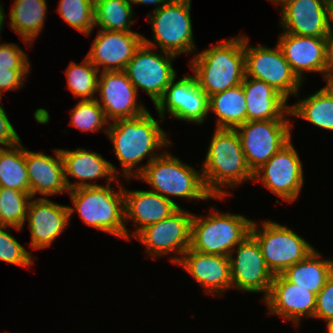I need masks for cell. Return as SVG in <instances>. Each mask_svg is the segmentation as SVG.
I'll list each match as a JSON object with an SVG mask.
<instances>
[{
    "mask_svg": "<svg viewBox=\"0 0 333 333\" xmlns=\"http://www.w3.org/2000/svg\"><path fill=\"white\" fill-rule=\"evenodd\" d=\"M328 38L307 37L281 32L277 45L302 82L304 72L325 74Z\"/></svg>",
    "mask_w": 333,
    "mask_h": 333,
    "instance_id": "cell-21",
    "label": "cell"
},
{
    "mask_svg": "<svg viewBox=\"0 0 333 333\" xmlns=\"http://www.w3.org/2000/svg\"><path fill=\"white\" fill-rule=\"evenodd\" d=\"M118 184L119 191L112 189L111 184L69 190L74 205L68 206L69 218L77 212L86 225L125 240L130 239L125 224L123 185L119 179Z\"/></svg>",
    "mask_w": 333,
    "mask_h": 333,
    "instance_id": "cell-4",
    "label": "cell"
},
{
    "mask_svg": "<svg viewBox=\"0 0 333 333\" xmlns=\"http://www.w3.org/2000/svg\"><path fill=\"white\" fill-rule=\"evenodd\" d=\"M54 156L33 152L25 148V164L30 183V195L37 197L68 193L64 178V164L60 149L54 148Z\"/></svg>",
    "mask_w": 333,
    "mask_h": 333,
    "instance_id": "cell-24",
    "label": "cell"
},
{
    "mask_svg": "<svg viewBox=\"0 0 333 333\" xmlns=\"http://www.w3.org/2000/svg\"><path fill=\"white\" fill-rule=\"evenodd\" d=\"M281 8L282 31L307 37L328 38L327 2L288 0Z\"/></svg>",
    "mask_w": 333,
    "mask_h": 333,
    "instance_id": "cell-23",
    "label": "cell"
},
{
    "mask_svg": "<svg viewBox=\"0 0 333 333\" xmlns=\"http://www.w3.org/2000/svg\"><path fill=\"white\" fill-rule=\"evenodd\" d=\"M229 259L232 287L244 292L264 293V299L274 275L266 265L257 240L249 234L232 250Z\"/></svg>",
    "mask_w": 333,
    "mask_h": 333,
    "instance_id": "cell-14",
    "label": "cell"
},
{
    "mask_svg": "<svg viewBox=\"0 0 333 333\" xmlns=\"http://www.w3.org/2000/svg\"><path fill=\"white\" fill-rule=\"evenodd\" d=\"M323 76L326 86L321 88V90L333 99V74H324Z\"/></svg>",
    "mask_w": 333,
    "mask_h": 333,
    "instance_id": "cell-43",
    "label": "cell"
},
{
    "mask_svg": "<svg viewBox=\"0 0 333 333\" xmlns=\"http://www.w3.org/2000/svg\"><path fill=\"white\" fill-rule=\"evenodd\" d=\"M95 0H60L57 13L71 27L84 35H90L94 24Z\"/></svg>",
    "mask_w": 333,
    "mask_h": 333,
    "instance_id": "cell-35",
    "label": "cell"
},
{
    "mask_svg": "<svg viewBox=\"0 0 333 333\" xmlns=\"http://www.w3.org/2000/svg\"><path fill=\"white\" fill-rule=\"evenodd\" d=\"M325 74H333V37H328Z\"/></svg>",
    "mask_w": 333,
    "mask_h": 333,
    "instance_id": "cell-42",
    "label": "cell"
},
{
    "mask_svg": "<svg viewBox=\"0 0 333 333\" xmlns=\"http://www.w3.org/2000/svg\"><path fill=\"white\" fill-rule=\"evenodd\" d=\"M108 124L104 111L96 99L80 100L71 110L70 125L81 131L96 132L102 129L107 134Z\"/></svg>",
    "mask_w": 333,
    "mask_h": 333,
    "instance_id": "cell-36",
    "label": "cell"
},
{
    "mask_svg": "<svg viewBox=\"0 0 333 333\" xmlns=\"http://www.w3.org/2000/svg\"><path fill=\"white\" fill-rule=\"evenodd\" d=\"M332 273L333 259H321L315 249L302 261L288 267L282 275L291 283L317 295Z\"/></svg>",
    "mask_w": 333,
    "mask_h": 333,
    "instance_id": "cell-27",
    "label": "cell"
},
{
    "mask_svg": "<svg viewBox=\"0 0 333 333\" xmlns=\"http://www.w3.org/2000/svg\"><path fill=\"white\" fill-rule=\"evenodd\" d=\"M208 98V111L217 116L216 128L235 129L247 121V103L242 84Z\"/></svg>",
    "mask_w": 333,
    "mask_h": 333,
    "instance_id": "cell-29",
    "label": "cell"
},
{
    "mask_svg": "<svg viewBox=\"0 0 333 333\" xmlns=\"http://www.w3.org/2000/svg\"><path fill=\"white\" fill-rule=\"evenodd\" d=\"M68 89L81 100L96 99L100 71L84 57L81 64L71 62L66 70Z\"/></svg>",
    "mask_w": 333,
    "mask_h": 333,
    "instance_id": "cell-33",
    "label": "cell"
},
{
    "mask_svg": "<svg viewBox=\"0 0 333 333\" xmlns=\"http://www.w3.org/2000/svg\"><path fill=\"white\" fill-rule=\"evenodd\" d=\"M253 181L262 183L286 202L296 201L304 175L302 162L291 140L253 173Z\"/></svg>",
    "mask_w": 333,
    "mask_h": 333,
    "instance_id": "cell-13",
    "label": "cell"
},
{
    "mask_svg": "<svg viewBox=\"0 0 333 333\" xmlns=\"http://www.w3.org/2000/svg\"><path fill=\"white\" fill-rule=\"evenodd\" d=\"M7 116L5 109L0 104V145H3L2 147H9L21 141Z\"/></svg>",
    "mask_w": 333,
    "mask_h": 333,
    "instance_id": "cell-41",
    "label": "cell"
},
{
    "mask_svg": "<svg viewBox=\"0 0 333 333\" xmlns=\"http://www.w3.org/2000/svg\"><path fill=\"white\" fill-rule=\"evenodd\" d=\"M31 199L32 196L27 192L0 187V225L21 231Z\"/></svg>",
    "mask_w": 333,
    "mask_h": 333,
    "instance_id": "cell-34",
    "label": "cell"
},
{
    "mask_svg": "<svg viewBox=\"0 0 333 333\" xmlns=\"http://www.w3.org/2000/svg\"><path fill=\"white\" fill-rule=\"evenodd\" d=\"M314 318L325 321L333 319V273L316 295Z\"/></svg>",
    "mask_w": 333,
    "mask_h": 333,
    "instance_id": "cell-39",
    "label": "cell"
},
{
    "mask_svg": "<svg viewBox=\"0 0 333 333\" xmlns=\"http://www.w3.org/2000/svg\"><path fill=\"white\" fill-rule=\"evenodd\" d=\"M96 100L109 123L133 118L146 113L147 108L137 103V91L124 70L100 72ZM112 120V121H111Z\"/></svg>",
    "mask_w": 333,
    "mask_h": 333,
    "instance_id": "cell-16",
    "label": "cell"
},
{
    "mask_svg": "<svg viewBox=\"0 0 333 333\" xmlns=\"http://www.w3.org/2000/svg\"><path fill=\"white\" fill-rule=\"evenodd\" d=\"M0 187L30 194L22 141L9 147H0Z\"/></svg>",
    "mask_w": 333,
    "mask_h": 333,
    "instance_id": "cell-30",
    "label": "cell"
},
{
    "mask_svg": "<svg viewBox=\"0 0 333 333\" xmlns=\"http://www.w3.org/2000/svg\"><path fill=\"white\" fill-rule=\"evenodd\" d=\"M64 164V178L68 190H74L82 187L102 186L97 183H90L87 180L97 181L98 178H105L107 185L118 181L120 171L102 155L96 152H90L84 148L75 150L60 149ZM68 176L77 179L72 183Z\"/></svg>",
    "mask_w": 333,
    "mask_h": 333,
    "instance_id": "cell-20",
    "label": "cell"
},
{
    "mask_svg": "<svg viewBox=\"0 0 333 333\" xmlns=\"http://www.w3.org/2000/svg\"><path fill=\"white\" fill-rule=\"evenodd\" d=\"M46 11V0H14L9 14L11 29L31 46L44 28Z\"/></svg>",
    "mask_w": 333,
    "mask_h": 333,
    "instance_id": "cell-28",
    "label": "cell"
},
{
    "mask_svg": "<svg viewBox=\"0 0 333 333\" xmlns=\"http://www.w3.org/2000/svg\"><path fill=\"white\" fill-rule=\"evenodd\" d=\"M290 116L306 120L316 127L333 131V99L321 89L290 105Z\"/></svg>",
    "mask_w": 333,
    "mask_h": 333,
    "instance_id": "cell-31",
    "label": "cell"
},
{
    "mask_svg": "<svg viewBox=\"0 0 333 333\" xmlns=\"http://www.w3.org/2000/svg\"><path fill=\"white\" fill-rule=\"evenodd\" d=\"M160 153L136 177L152 187L150 191L174 203L171 196L204 201L214 198L206 189L202 171L183 163L170 152Z\"/></svg>",
    "mask_w": 333,
    "mask_h": 333,
    "instance_id": "cell-5",
    "label": "cell"
},
{
    "mask_svg": "<svg viewBox=\"0 0 333 333\" xmlns=\"http://www.w3.org/2000/svg\"><path fill=\"white\" fill-rule=\"evenodd\" d=\"M31 70H9L8 68H0V94L3 91H14L24 86L25 78Z\"/></svg>",
    "mask_w": 333,
    "mask_h": 333,
    "instance_id": "cell-40",
    "label": "cell"
},
{
    "mask_svg": "<svg viewBox=\"0 0 333 333\" xmlns=\"http://www.w3.org/2000/svg\"><path fill=\"white\" fill-rule=\"evenodd\" d=\"M211 215L193 214L190 248L196 252L229 256L251 231L253 220L240 214L220 213L211 206Z\"/></svg>",
    "mask_w": 333,
    "mask_h": 333,
    "instance_id": "cell-6",
    "label": "cell"
},
{
    "mask_svg": "<svg viewBox=\"0 0 333 333\" xmlns=\"http://www.w3.org/2000/svg\"><path fill=\"white\" fill-rule=\"evenodd\" d=\"M268 308V315H277L299 328L301 318H314L316 294L298 287L282 274L273 277L268 295L262 300Z\"/></svg>",
    "mask_w": 333,
    "mask_h": 333,
    "instance_id": "cell-17",
    "label": "cell"
},
{
    "mask_svg": "<svg viewBox=\"0 0 333 333\" xmlns=\"http://www.w3.org/2000/svg\"><path fill=\"white\" fill-rule=\"evenodd\" d=\"M258 225L256 221L252 222L250 234L257 240L266 265L274 276L282 274L316 249L280 223L266 220L261 229Z\"/></svg>",
    "mask_w": 333,
    "mask_h": 333,
    "instance_id": "cell-8",
    "label": "cell"
},
{
    "mask_svg": "<svg viewBox=\"0 0 333 333\" xmlns=\"http://www.w3.org/2000/svg\"><path fill=\"white\" fill-rule=\"evenodd\" d=\"M3 4H0V35L2 33V30H3V26H4V20H5V12H4V9H3Z\"/></svg>",
    "mask_w": 333,
    "mask_h": 333,
    "instance_id": "cell-46",
    "label": "cell"
},
{
    "mask_svg": "<svg viewBox=\"0 0 333 333\" xmlns=\"http://www.w3.org/2000/svg\"><path fill=\"white\" fill-rule=\"evenodd\" d=\"M142 43L143 35L136 31L120 32L100 29L87 57L100 72L122 71Z\"/></svg>",
    "mask_w": 333,
    "mask_h": 333,
    "instance_id": "cell-18",
    "label": "cell"
},
{
    "mask_svg": "<svg viewBox=\"0 0 333 333\" xmlns=\"http://www.w3.org/2000/svg\"><path fill=\"white\" fill-rule=\"evenodd\" d=\"M176 77L155 105L161 121L166 111L176 120L202 124L209 114V98L200 88L195 76Z\"/></svg>",
    "mask_w": 333,
    "mask_h": 333,
    "instance_id": "cell-15",
    "label": "cell"
},
{
    "mask_svg": "<svg viewBox=\"0 0 333 333\" xmlns=\"http://www.w3.org/2000/svg\"><path fill=\"white\" fill-rule=\"evenodd\" d=\"M221 42L196 53L189 63L208 97L240 85L245 78L244 36Z\"/></svg>",
    "mask_w": 333,
    "mask_h": 333,
    "instance_id": "cell-3",
    "label": "cell"
},
{
    "mask_svg": "<svg viewBox=\"0 0 333 333\" xmlns=\"http://www.w3.org/2000/svg\"><path fill=\"white\" fill-rule=\"evenodd\" d=\"M28 54L16 43H0V68L30 70Z\"/></svg>",
    "mask_w": 333,
    "mask_h": 333,
    "instance_id": "cell-38",
    "label": "cell"
},
{
    "mask_svg": "<svg viewBox=\"0 0 333 333\" xmlns=\"http://www.w3.org/2000/svg\"><path fill=\"white\" fill-rule=\"evenodd\" d=\"M251 46L244 36L245 76L266 82L287 101L290 95L298 97L302 86L285 59L280 47Z\"/></svg>",
    "mask_w": 333,
    "mask_h": 333,
    "instance_id": "cell-9",
    "label": "cell"
},
{
    "mask_svg": "<svg viewBox=\"0 0 333 333\" xmlns=\"http://www.w3.org/2000/svg\"><path fill=\"white\" fill-rule=\"evenodd\" d=\"M290 120L246 121L237 131L245 159L254 173L291 139Z\"/></svg>",
    "mask_w": 333,
    "mask_h": 333,
    "instance_id": "cell-12",
    "label": "cell"
},
{
    "mask_svg": "<svg viewBox=\"0 0 333 333\" xmlns=\"http://www.w3.org/2000/svg\"><path fill=\"white\" fill-rule=\"evenodd\" d=\"M169 0H129V2L133 4H155L157 5L155 10L160 9L166 2H168Z\"/></svg>",
    "mask_w": 333,
    "mask_h": 333,
    "instance_id": "cell-45",
    "label": "cell"
},
{
    "mask_svg": "<svg viewBox=\"0 0 333 333\" xmlns=\"http://www.w3.org/2000/svg\"><path fill=\"white\" fill-rule=\"evenodd\" d=\"M26 221L32 249H45L70 225L69 208L45 197H35L29 203Z\"/></svg>",
    "mask_w": 333,
    "mask_h": 333,
    "instance_id": "cell-19",
    "label": "cell"
},
{
    "mask_svg": "<svg viewBox=\"0 0 333 333\" xmlns=\"http://www.w3.org/2000/svg\"><path fill=\"white\" fill-rule=\"evenodd\" d=\"M9 227L11 226L0 225V260L29 268L34 264V257L13 235L8 233Z\"/></svg>",
    "mask_w": 333,
    "mask_h": 333,
    "instance_id": "cell-37",
    "label": "cell"
},
{
    "mask_svg": "<svg viewBox=\"0 0 333 333\" xmlns=\"http://www.w3.org/2000/svg\"><path fill=\"white\" fill-rule=\"evenodd\" d=\"M202 167L206 189L216 200H223L232 194L223 190L224 186L234 189L253 180L235 129L216 128Z\"/></svg>",
    "mask_w": 333,
    "mask_h": 333,
    "instance_id": "cell-2",
    "label": "cell"
},
{
    "mask_svg": "<svg viewBox=\"0 0 333 333\" xmlns=\"http://www.w3.org/2000/svg\"><path fill=\"white\" fill-rule=\"evenodd\" d=\"M177 265L184 268L209 295H221L232 288L229 256L196 252L191 248Z\"/></svg>",
    "mask_w": 333,
    "mask_h": 333,
    "instance_id": "cell-22",
    "label": "cell"
},
{
    "mask_svg": "<svg viewBox=\"0 0 333 333\" xmlns=\"http://www.w3.org/2000/svg\"><path fill=\"white\" fill-rule=\"evenodd\" d=\"M191 0H169L160 9L150 12L153 39L157 45L143 36V43L157 46L175 56L194 53L196 45L191 21Z\"/></svg>",
    "mask_w": 333,
    "mask_h": 333,
    "instance_id": "cell-7",
    "label": "cell"
},
{
    "mask_svg": "<svg viewBox=\"0 0 333 333\" xmlns=\"http://www.w3.org/2000/svg\"><path fill=\"white\" fill-rule=\"evenodd\" d=\"M273 4L280 5L281 7L288 1V0H270Z\"/></svg>",
    "mask_w": 333,
    "mask_h": 333,
    "instance_id": "cell-48",
    "label": "cell"
},
{
    "mask_svg": "<svg viewBox=\"0 0 333 333\" xmlns=\"http://www.w3.org/2000/svg\"><path fill=\"white\" fill-rule=\"evenodd\" d=\"M247 103V121L290 120L287 100L266 82L245 76L241 83Z\"/></svg>",
    "mask_w": 333,
    "mask_h": 333,
    "instance_id": "cell-26",
    "label": "cell"
},
{
    "mask_svg": "<svg viewBox=\"0 0 333 333\" xmlns=\"http://www.w3.org/2000/svg\"><path fill=\"white\" fill-rule=\"evenodd\" d=\"M125 223L129 220L138 226L133 231L135 237L145 227L157 223L171 214L180 206L173 201L150 190H127L123 185Z\"/></svg>",
    "mask_w": 333,
    "mask_h": 333,
    "instance_id": "cell-25",
    "label": "cell"
},
{
    "mask_svg": "<svg viewBox=\"0 0 333 333\" xmlns=\"http://www.w3.org/2000/svg\"><path fill=\"white\" fill-rule=\"evenodd\" d=\"M133 9L129 0H95L94 24L101 30L130 32Z\"/></svg>",
    "mask_w": 333,
    "mask_h": 333,
    "instance_id": "cell-32",
    "label": "cell"
},
{
    "mask_svg": "<svg viewBox=\"0 0 333 333\" xmlns=\"http://www.w3.org/2000/svg\"><path fill=\"white\" fill-rule=\"evenodd\" d=\"M192 218V213L179 207L167 218L142 229L135 239L148 250L147 257L156 258L175 253L170 260L177 264L191 245Z\"/></svg>",
    "mask_w": 333,
    "mask_h": 333,
    "instance_id": "cell-10",
    "label": "cell"
},
{
    "mask_svg": "<svg viewBox=\"0 0 333 333\" xmlns=\"http://www.w3.org/2000/svg\"><path fill=\"white\" fill-rule=\"evenodd\" d=\"M107 127V136L113 144V151L128 182L160 155L155 153L157 149L172 145L160 122L156 121L149 111L133 118L118 119ZM146 157H149L148 163L139 166Z\"/></svg>",
    "mask_w": 333,
    "mask_h": 333,
    "instance_id": "cell-1",
    "label": "cell"
},
{
    "mask_svg": "<svg viewBox=\"0 0 333 333\" xmlns=\"http://www.w3.org/2000/svg\"><path fill=\"white\" fill-rule=\"evenodd\" d=\"M327 333H333V319L326 321Z\"/></svg>",
    "mask_w": 333,
    "mask_h": 333,
    "instance_id": "cell-47",
    "label": "cell"
},
{
    "mask_svg": "<svg viewBox=\"0 0 333 333\" xmlns=\"http://www.w3.org/2000/svg\"><path fill=\"white\" fill-rule=\"evenodd\" d=\"M153 49L142 43L124 71L137 93L139 89L144 90L156 105L177 73L172 65L176 56Z\"/></svg>",
    "mask_w": 333,
    "mask_h": 333,
    "instance_id": "cell-11",
    "label": "cell"
},
{
    "mask_svg": "<svg viewBox=\"0 0 333 333\" xmlns=\"http://www.w3.org/2000/svg\"><path fill=\"white\" fill-rule=\"evenodd\" d=\"M333 1L327 2V26H328V33L329 36L333 37Z\"/></svg>",
    "mask_w": 333,
    "mask_h": 333,
    "instance_id": "cell-44",
    "label": "cell"
}]
</instances>
